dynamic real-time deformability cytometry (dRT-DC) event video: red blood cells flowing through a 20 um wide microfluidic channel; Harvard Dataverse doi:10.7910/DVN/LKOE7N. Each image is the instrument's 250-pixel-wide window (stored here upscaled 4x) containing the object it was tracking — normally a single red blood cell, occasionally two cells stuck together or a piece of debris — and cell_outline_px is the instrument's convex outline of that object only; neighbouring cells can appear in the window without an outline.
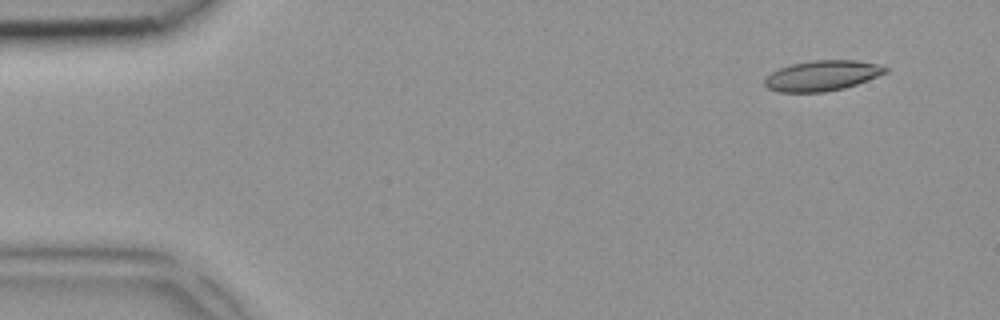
{"species": "common noctule bat (a hibernating species)", "species_latin": "Nyctalus noctula", "temperature_condition": "room temperature", "stored_images_in_passage": 2, "camera_frame_rate_fps": 3000, "um_per_image_px": 0.085, "animal": {"sex": "female", "body_mass_g": 18.4}, "frame": {"image": 1, "passage_image": 1, "time_ms": 0.0, "image_size_px": [1000, 320], "cell_outline_px": [[888, 72], [868, 80], [844, 88], [824, 92], [780, 92], [768, 88], [764, 84], [764, 80], [772, 72], [780, 68], [792, 64], [812, 60], [856, 60], [880, 64], [888, 68]], "centroid_in_image_um": [69.91, 6.42], "position_along_channel_um": 15.1, "area_um2": 21.33}}